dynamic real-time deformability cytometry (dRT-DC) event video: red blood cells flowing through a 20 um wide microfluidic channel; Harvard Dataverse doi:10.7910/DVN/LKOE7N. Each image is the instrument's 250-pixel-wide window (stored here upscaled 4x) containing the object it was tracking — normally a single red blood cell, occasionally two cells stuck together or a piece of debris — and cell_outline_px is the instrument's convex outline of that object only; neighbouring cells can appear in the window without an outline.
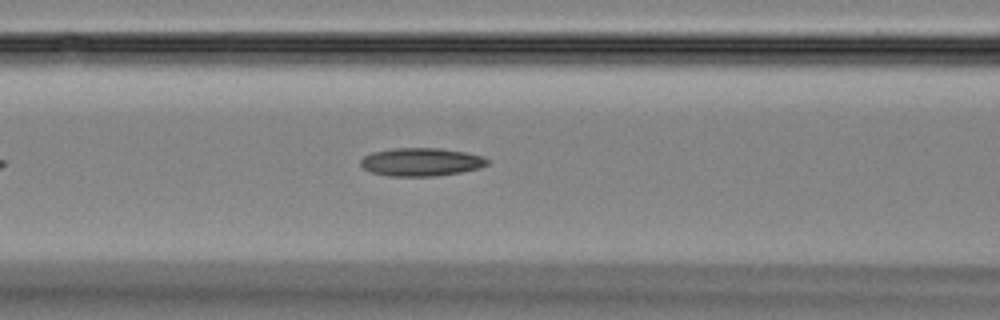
{"species": "Egyptian fruit bat (a non-hibernating species)", "species_latin": "Rousettus aegyptiacus", "temperature_condition": "room temperature", "stored_images_in_passage": 19, "camera_frame_rate_fps": 3000, "um_per_image_px": 0.085, "animal": {"sex": "female"}, "frame": {"image": 1, "passage_image": 12, "time_ms": 3.667, "image_size_px": [1000, 320], "cell_outline_px": [[488, 164], [480, 168], [460, 172], [436, 176], [388, 176], [372, 172], [364, 168], [360, 164], [360, 160], [364, 156], [372, 152], [392, 148], [440, 148], [464, 152], [484, 156], [488, 160]], "centroid_in_image_um": [35.8, 13.76], "position_along_channel_um": 130.8, "area_um2": 20.81}}
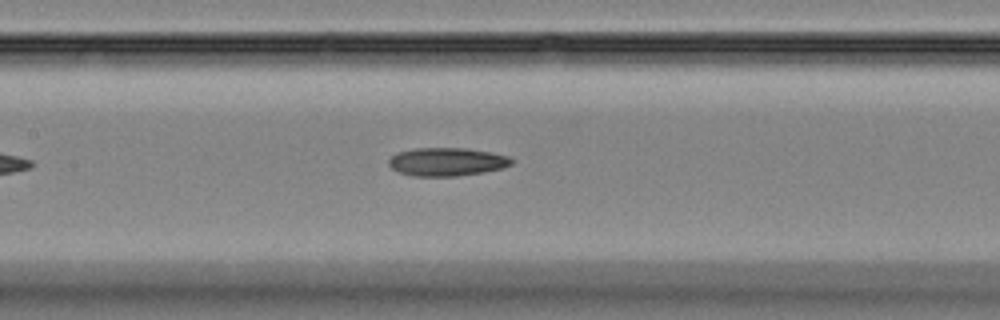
{"frame": {"image": 2, "passage_image": 15, "time_ms": 4.667, "image_size_px": [1000, 320], "cell_outline_px": [[512, 164], [504, 168], [484, 172], [456, 176], [412, 176], [400, 172], [392, 168], [388, 164], [388, 160], [396, 152], [416, 148], [468, 148], [492, 152], [508, 156], [512, 160]], "centroid_in_image_um": [37.99, 13.75], "position_along_channel_um": 169.4, "area_um2": 20.35}}